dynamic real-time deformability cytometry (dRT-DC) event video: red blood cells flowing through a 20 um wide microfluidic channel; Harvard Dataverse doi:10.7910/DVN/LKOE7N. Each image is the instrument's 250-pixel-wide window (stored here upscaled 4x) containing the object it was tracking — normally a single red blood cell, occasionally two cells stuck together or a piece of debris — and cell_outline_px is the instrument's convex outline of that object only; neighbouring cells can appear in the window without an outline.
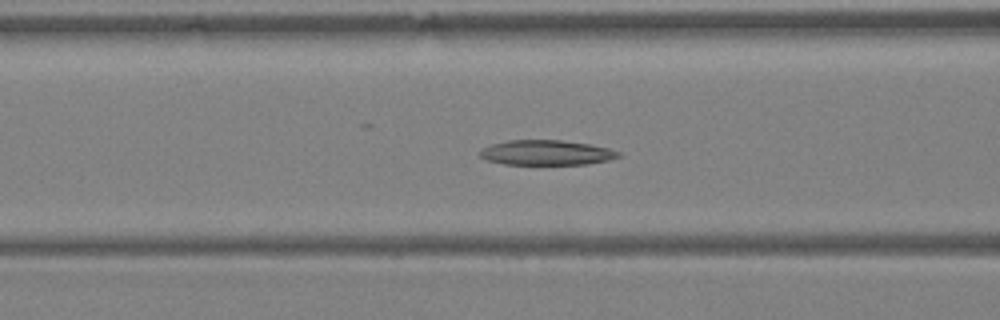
{"species": "Egyptian fruit bat (a non-hibernating species)", "species_latin": "Rousettus aegyptiacus", "temperature_condition": "warm", "stored_images_in_passage": 34, "camera_frame_rate_fps": 3000, "um_per_image_px": 0.085, "animal": {"sex": "female"}, "frame": {"image": 1, "passage_image": 10, "time_ms": 3.0, "image_size_px": [1000, 320], "cell_outline_px": [[624, 156], [608, 160], [588, 164], [504, 164], [484, 160], [476, 152], [492, 144], [508, 140], [560, 140], [588, 144], [608, 148], [620, 152]], "centroid_in_image_um": [46.43, 12.98], "position_along_channel_um": 120.2, "area_um2": 20.23}}
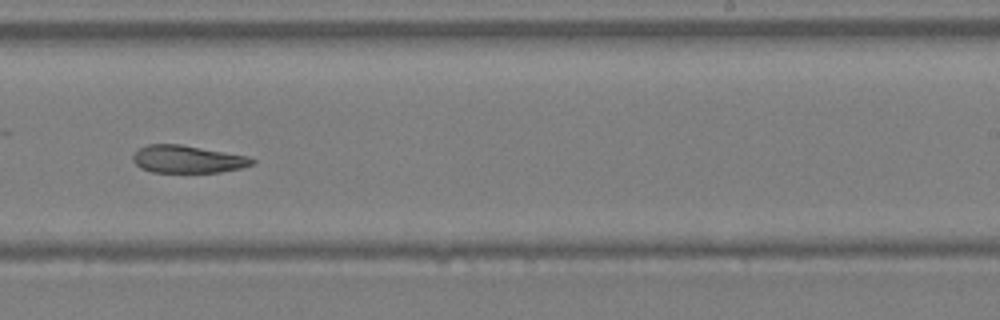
{"frame": {"image": 2, "passage_image": 19, "time_ms": 6.0, "image_size_px": [1000, 320], "cell_outline_px": [[256, 160], [252, 164], [240, 168], [220, 172], [152, 172], [140, 168], [132, 160], [132, 156], [140, 148], [148, 144], [180, 144], [248, 156]], "centroid_in_image_um": [15.92, 13.53], "position_along_channel_um": 273.1, "area_um2": 19.02}}
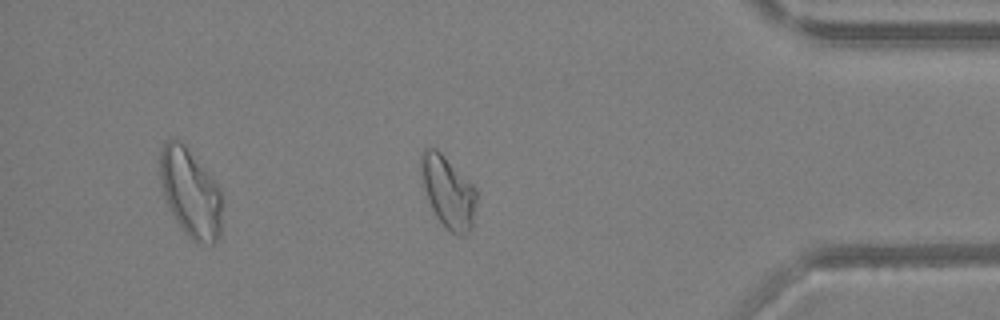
{"frame": {"image": 3, "passage_image": 28, "time_ms": 9.0, "image_size_px": [1000, 320], "cell_outline_px": [[476, 204], [472, 228], [464, 236], [456, 236], [436, 216], [428, 200], [420, 172], [420, 156], [424, 148], [432, 144], [476, 188]], "centroid_in_image_um": [38.08, 16.29], "position_along_channel_um": 397.1, "area_um2": 23.12}}